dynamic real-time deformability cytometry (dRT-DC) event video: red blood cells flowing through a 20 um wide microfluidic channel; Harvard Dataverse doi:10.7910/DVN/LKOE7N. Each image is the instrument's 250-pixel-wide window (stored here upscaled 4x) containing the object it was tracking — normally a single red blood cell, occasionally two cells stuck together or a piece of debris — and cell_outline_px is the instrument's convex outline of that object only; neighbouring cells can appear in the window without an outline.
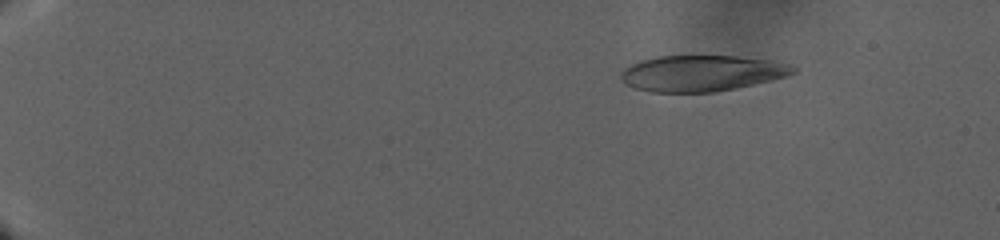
{"species": "human", "species_latin": "Homo sapiens", "temperature_condition": "warm", "stored_images_in_passage": 69, "camera_frame_rate_fps": 3000, "um_per_image_px": 0.085, "donor": {"sex": "male"}, "frame": {"image": 1, "passage_image": 9, "time_ms": 7.0, "image_size_px": [1000, 240], "cell_outline_px": [[796, 72], [788, 76], [772, 80], [736, 88], [712, 92], [652, 92], [636, 88], [624, 84], [620, 76], [620, 72], [624, 68], [640, 60], [656, 56], [736, 56], [768, 60], [788, 64], [796, 68]], "centroid_in_image_um": [59.62, 6.22], "position_along_channel_um": 25.4, "area_um2": 36.13}}
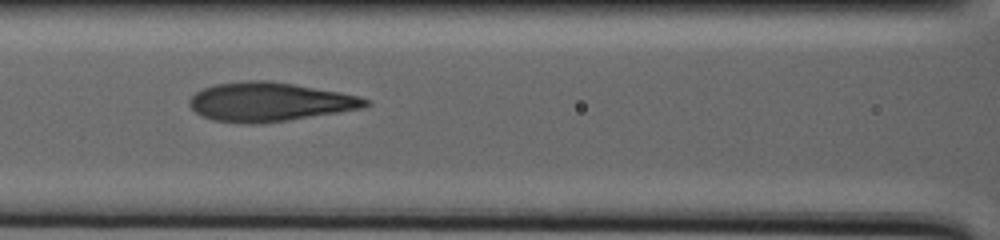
{"frame": {"image": 2, "passage_image": 42, "time_ms": 23.667, "image_size_px": [1000, 240], "cell_outline_px": [[372, 104], [364, 108], [288, 120], [260, 124], [244, 124], [212, 120], [196, 112], [188, 104], [188, 100], [196, 92], [204, 88], [216, 84], [244, 80], [268, 80], [340, 92], [360, 96], [372, 100]], "centroid_in_image_um": [22.93, 8.66], "position_along_channel_um": 143.7, "area_um2": 40.11}}
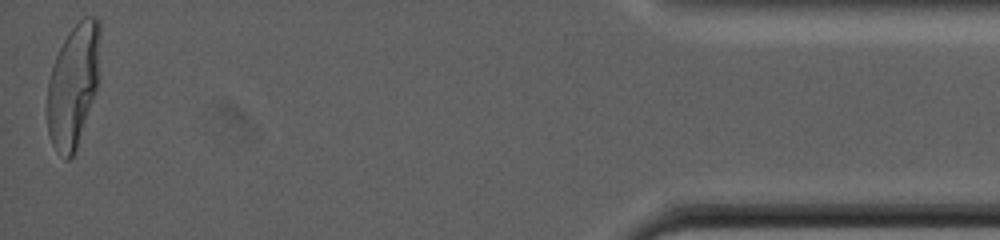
{"frame": {"image": 3, "passage_image": 69, "time_ms": 45.667, "image_size_px": [1000, 240], "cell_outline_px": [[100, 32], [96, 88], [76, 148], [72, 156], [68, 160], [64, 160], [56, 152], [52, 144], [48, 132], [48, 80], [52, 64], [68, 32], [84, 16], [96, 16], [100, 20]], "centroid_in_image_um": [6.21, 7.24], "position_along_channel_um": 429.0, "area_um2": 37.34}}